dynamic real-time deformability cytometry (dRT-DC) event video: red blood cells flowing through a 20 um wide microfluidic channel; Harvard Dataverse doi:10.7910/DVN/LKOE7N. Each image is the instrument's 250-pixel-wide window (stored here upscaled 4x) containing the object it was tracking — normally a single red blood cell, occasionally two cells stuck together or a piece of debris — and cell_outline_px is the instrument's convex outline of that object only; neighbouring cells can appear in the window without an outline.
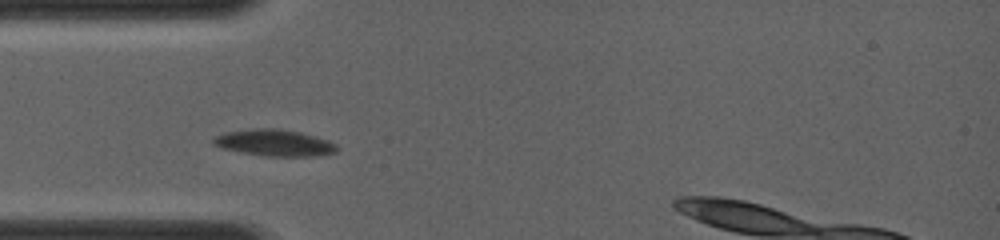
{"species": "common noctule bat (a hibernating species)", "species_latin": "Nyctalus noctula", "temperature_condition": "room temperature", "stored_images_in_passage": 2, "camera_frame_rate_fps": 4000, "um_per_image_px": 0.085, "animal": {"sex": "female", "body_mass_g": 19.0, "forearm_length_mm": 56.7}, "frame": {"image": 1, "passage_image": 1, "time_ms": 0.0, "image_size_px": [1000, 240], "cell_outline_px": [[336, 152], [320, 156], [268, 156], [240, 152], [220, 148], [212, 144], [212, 136], [224, 132], [256, 128], [276, 128], [300, 132], [328, 140], [336, 144]], "centroid_in_image_um": [23.27, 12.13], "position_along_channel_um": 61.7, "area_um2": 19.25}}
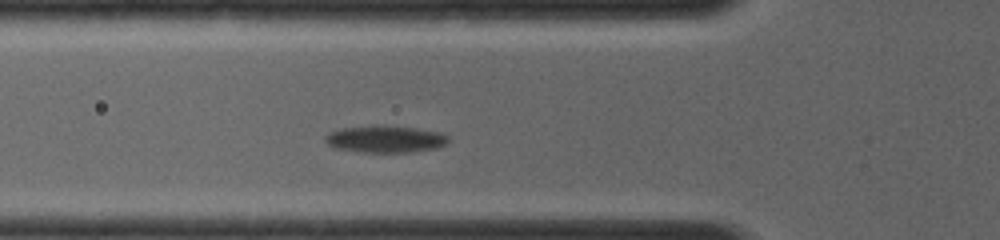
{"frame": {"image": 2, "passage_image": 2, "time_ms": 0.75, "image_size_px": [1000, 240], "cell_outline_px": [[448, 140], [444, 144], [436, 148], [408, 152], [364, 152], [336, 148], [328, 144], [324, 140], [324, 136], [328, 132], [340, 128], [416, 128], [440, 132], [448, 136]], "centroid_in_image_um": [32.73, 11.86], "position_along_channel_um": 93.1, "area_um2": 18.38}}